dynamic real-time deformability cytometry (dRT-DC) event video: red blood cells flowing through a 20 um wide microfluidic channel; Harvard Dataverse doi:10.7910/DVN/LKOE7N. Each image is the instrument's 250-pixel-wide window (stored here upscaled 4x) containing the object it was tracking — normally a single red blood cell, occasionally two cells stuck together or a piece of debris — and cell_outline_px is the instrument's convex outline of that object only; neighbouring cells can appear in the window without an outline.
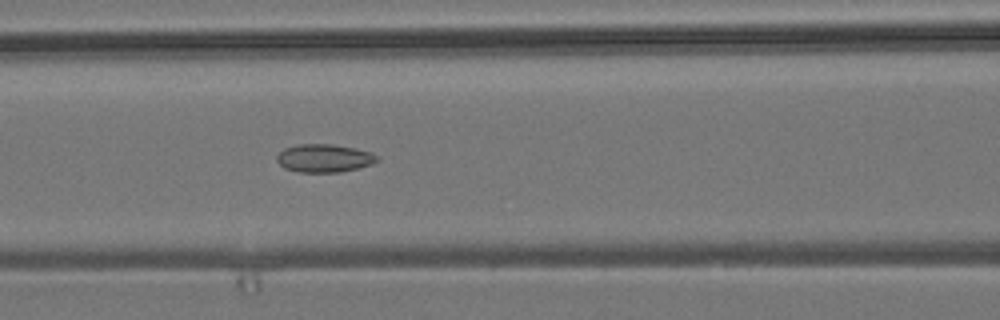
{"species": "common noctule bat (a hibernating species)", "species_latin": "Nyctalus noctula", "temperature_condition": "room temperature", "stored_images_in_passage": 7, "camera_frame_rate_fps": 3000, "um_per_image_px": 0.085, "animal": {"sex": "male", "body_mass_g": 19.2, "forearm_length_mm": 51.8}, "frame": {"image": 1, "passage_image": 7, "time_ms": 6.667, "image_size_px": [1000, 320], "cell_outline_px": [[380, 160], [372, 164], [340, 172], [300, 172], [284, 168], [276, 160], [276, 156], [284, 148], [296, 144], [332, 144], [356, 148], [372, 152]], "centroid_in_image_um": [27.55, 13.43], "position_along_channel_um": 139.1, "area_um2": 16.47}}